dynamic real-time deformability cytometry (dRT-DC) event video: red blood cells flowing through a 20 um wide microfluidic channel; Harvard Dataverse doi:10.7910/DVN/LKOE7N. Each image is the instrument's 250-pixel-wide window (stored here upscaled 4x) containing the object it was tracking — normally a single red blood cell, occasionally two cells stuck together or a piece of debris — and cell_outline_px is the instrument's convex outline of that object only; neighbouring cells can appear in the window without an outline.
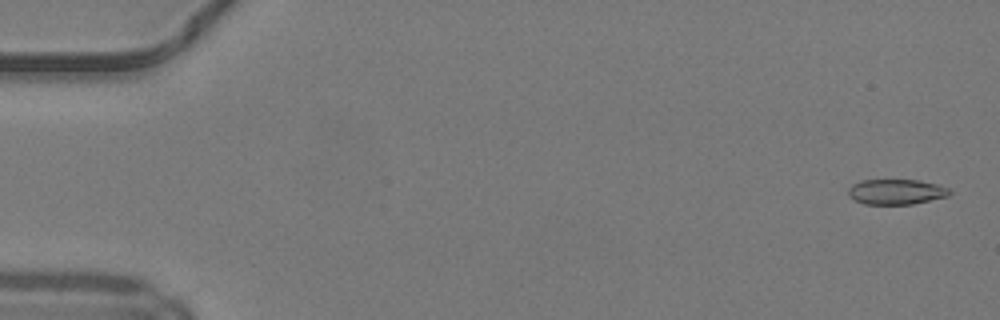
{"species": "common noctule bat (a hibernating species)", "species_latin": "Nyctalus noctula", "temperature_condition": "warm", "stored_images_in_passage": 50, "camera_frame_rate_fps": 3000, "um_per_image_px": 0.085, "animal": {"sex": "male", "body_mass_g": 19.2, "forearm_length_mm": 51.8}, "frame": {"image": 1, "passage_image": 2, "time_ms": 0.333, "image_size_px": [1000, 320], "cell_outline_px": [[952, 192], [948, 196], [912, 204], [864, 204], [848, 196], [848, 188], [852, 184], [860, 180], [920, 180], [936, 184], [948, 188]], "centroid_in_image_um": [76.16, 16.3], "position_along_channel_um": 8.8, "area_um2": 14.91}}
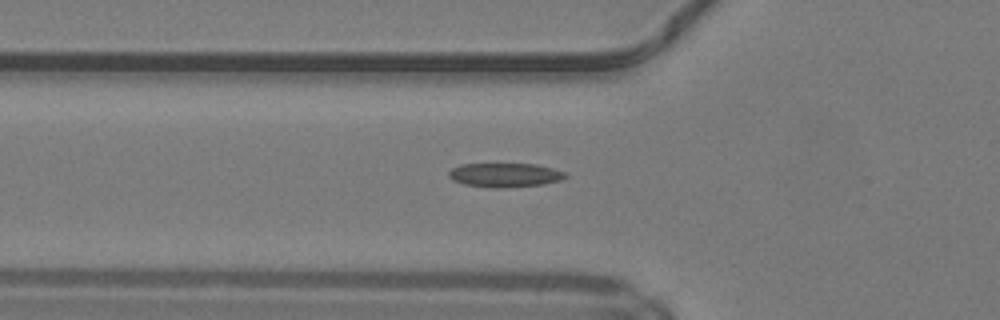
{"frame": {"image": 2, "passage_image": 18, "time_ms": 5.667, "image_size_px": [1000, 320], "cell_outline_px": [[568, 176], [560, 180], [544, 184], [504, 188], [492, 188], [464, 184], [452, 180], [448, 176], [448, 172], [452, 168], [460, 164], [536, 164], [552, 168], [564, 172]], "centroid_in_image_um": [42.89, 14.88], "position_along_channel_um": 82.9, "area_um2": 16.42}}
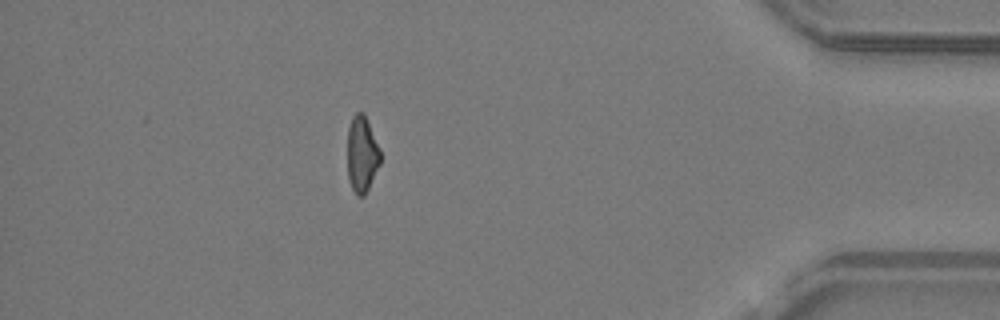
{"frame": {"image": 3, "passage_image": 44, "time_ms": 14.333, "image_size_px": [1000, 320], "cell_outline_px": [[380, 164], [364, 196], [356, 196], [352, 188], [348, 176], [348, 128], [352, 116], [356, 112], [364, 112], [380, 148]], "centroid_in_image_um": [30.76, 13.08], "position_along_channel_um": 404.4, "area_um2": 14.62}, "authors_computed_cell_mechanics": {"area_um2": 15.7505, "velocity_mm_per_s": 4.2241, "shape_relaxation_time_tau1_ms": null, "shape_relaxation_time_tau2_ms": 5.7537, "deformation_change_tau1": null, "deformation_change_tau2": 0.1438}}